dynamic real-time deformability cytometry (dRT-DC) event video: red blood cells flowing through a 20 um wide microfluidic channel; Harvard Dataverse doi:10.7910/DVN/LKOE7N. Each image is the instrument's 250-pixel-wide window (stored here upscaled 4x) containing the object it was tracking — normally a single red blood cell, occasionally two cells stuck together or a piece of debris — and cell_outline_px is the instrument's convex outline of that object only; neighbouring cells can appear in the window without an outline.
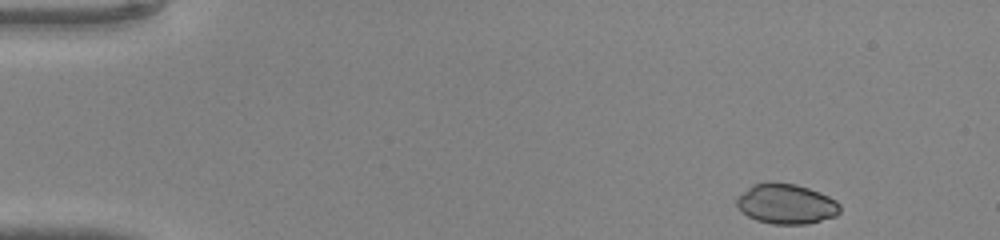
{"species": "common noctule bat (a hibernating species)", "species_latin": "Nyctalus noctula", "temperature_condition": "warm", "stored_images_in_passage": 43, "camera_frame_rate_fps": 3000, "um_per_image_px": 0.085, "animal": {"sex": "male", "body_mass_g": 20.0, "forearm_length_mm": 53.3}, "frame": {"image": 1, "passage_image": 1, "time_ms": 0.0, "image_size_px": [1000, 240], "cell_outline_px": [[840, 212], [836, 216], [808, 224], [772, 224], [756, 220], [748, 216], [736, 204], [736, 200], [752, 184], [796, 184], [820, 192], [836, 200], [840, 204]], "centroid_in_image_um": [66.89, 17.36], "position_along_channel_um": 18.1, "area_um2": 23.64}}
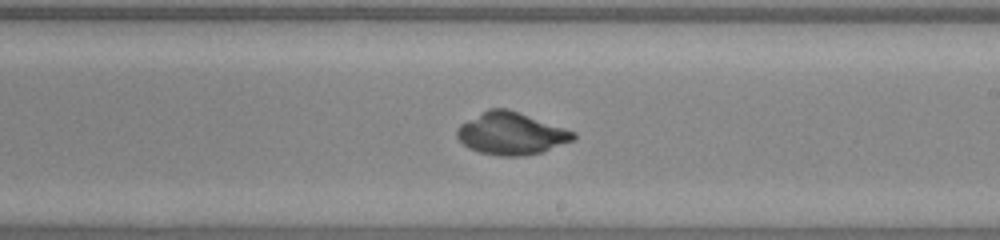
{"frame": {"image": 2, "passage_image": 24, "time_ms": 7.667, "image_size_px": [1000, 240], "cell_outline_px": [[576, 136], [572, 140], [544, 152], [524, 156], [500, 156], [480, 152], [468, 148], [456, 136], [456, 128], [460, 124], [488, 108], [504, 108], [576, 132]], "centroid_in_image_um": [43.41, 11.37], "position_along_channel_um": 245.6, "area_um2": 28.38}}
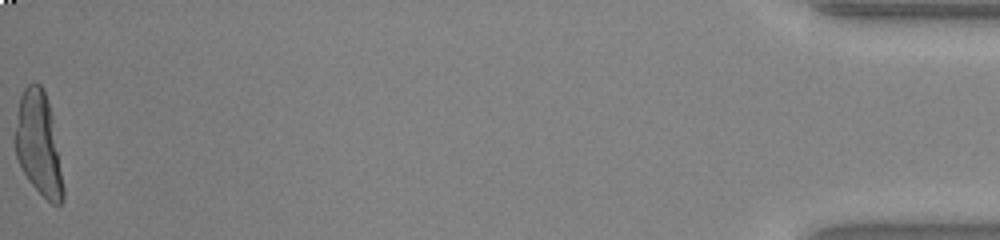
{"frame": {"image": 3, "passage_image": 43, "time_ms": 14.0, "image_size_px": [1000, 240], "cell_outline_px": [[64, 200], [60, 204], [52, 204], [28, 180], [16, 156], [12, 140], [12, 136], [20, 96], [24, 88], [28, 84], [40, 84], [48, 100], [64, 188]], "centroid_in_image_um": [3.23, 12.23], "position_along_channel_um": 432.0, "area_um2": 28.67}}